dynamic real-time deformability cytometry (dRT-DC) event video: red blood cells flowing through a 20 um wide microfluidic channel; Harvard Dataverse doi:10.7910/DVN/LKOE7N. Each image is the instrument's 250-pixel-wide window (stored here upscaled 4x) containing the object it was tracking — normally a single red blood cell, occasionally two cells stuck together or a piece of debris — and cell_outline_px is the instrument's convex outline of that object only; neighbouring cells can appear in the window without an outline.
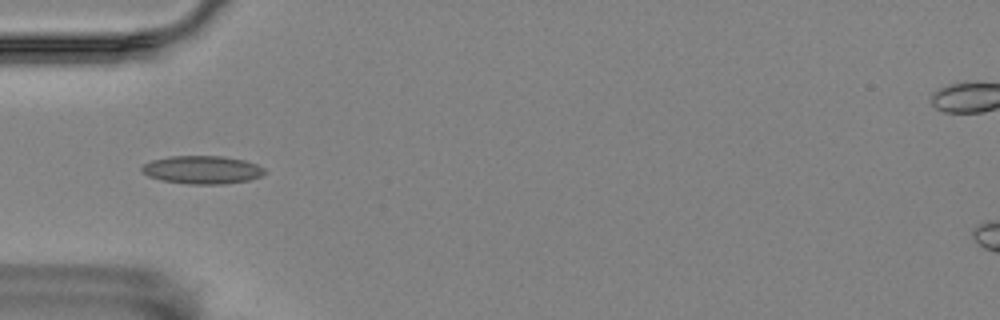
{"species": "Egyptian fruit bat (a non-hibernating species)", "species_latin": "Rousettus aegyptiacus", "temperature_condition": "room temperature", "stored_images_in_passage": 9, "camera_frame_rate_fps": 3000, "um_per_image_px": 0.085, "animal": {"sex": "female"}, "frame": {"image": 1, "passage_image": 4, "time_ms": 1.0, "image_size_px": [1000, 320], "cell_outline_px": [[268, 172], [260, 176], [248, 180], [224, 184], [188, 184], [160, 180], [148, 176], [140, 172], [140, 168], [144, 164], [152, 160], [168, 156], [224, 156], [244, 160], [256, 164], [264, 168]], "centroid_in_image_um": [17.17, 14.43], "position_along_channel_um": 67.8, "area_um2": 20.29}}
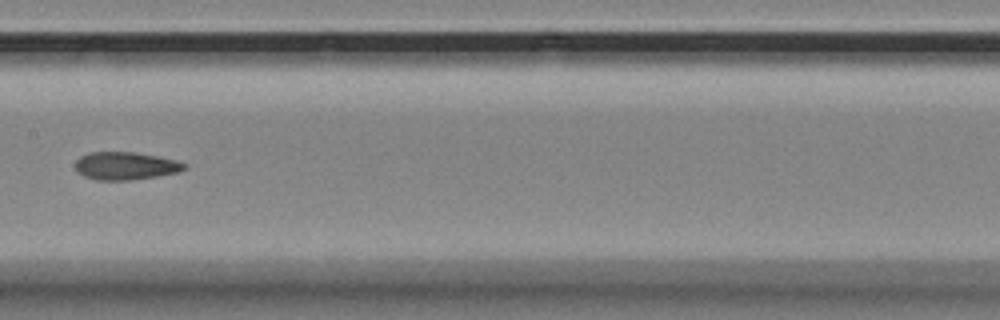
{"frame": {"image": 2, "passage_image": 7, "time_ms": 2.0, "image_size_px": [1000, 320], "cell_outline_px": [[188, 168], [180, 172], [156, 176], [128, 180], [96, 180], [84, 176], [76, 172], [76, 160], [80, 156], [88, 152], [136, 152], [176, 160], [188, 164]], "centroid_in_image_um": [10.68, 14.09], "position_along_channel_um": 196.7, "area_um2": 17.8}}
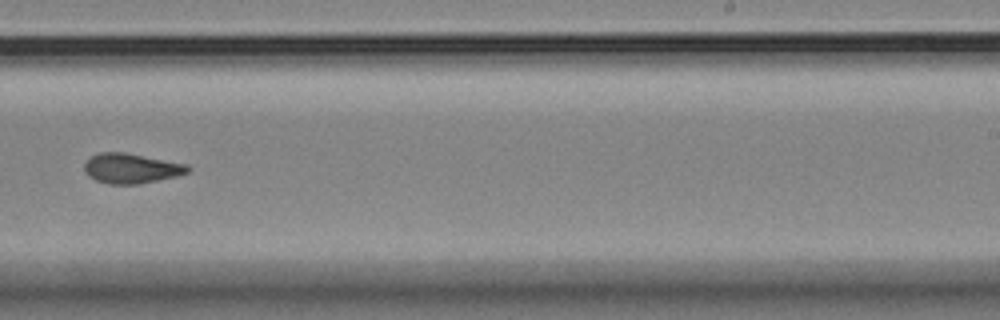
{"frame": {"image": 3, "passage_image": 9, "time_ms": 2.667, "image_size_px": [1000, 320], "cell_outline_px": [[192, 168], [188, 172], [176, 176], [140, 184], [108, 184], [96, 180], [88, 176], [84, 172], [84, 164], [92, 156], [100, 152], [124, 152], [188, 164]], "centroid_in_image_um": [11.16, 14.31], "position_along_channel_um": 277.8, "area_um2": 18.09}}